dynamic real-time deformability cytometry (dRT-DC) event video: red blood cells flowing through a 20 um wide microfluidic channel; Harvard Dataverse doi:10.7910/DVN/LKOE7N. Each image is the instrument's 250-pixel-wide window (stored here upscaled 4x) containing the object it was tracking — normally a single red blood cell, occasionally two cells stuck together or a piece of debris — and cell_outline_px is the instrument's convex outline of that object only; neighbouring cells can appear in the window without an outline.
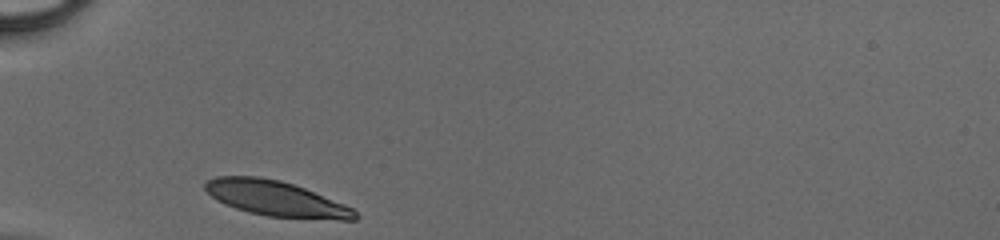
{"species": "human", "species_latin": "Homo sapiens", "temperature_condition": "cold", "stored_images_in_passage": 26, "camera_frame_rate_fps": 3000, "um_per_image_px": 0.085, "donor": {"sex": "male"}, "frame": {"image": 1, "passage_image": 1, "time_ms": 0.0, "image_size_px": [1000, 240], "cell_outline_px": [[360, 216], [356, 220], [340, 220], [268, 216], [248, 212], [224, 204], [216, 200], [204, 188], [204, 184], [208, 180], [216, 176], [260, 176], [280, 180], [304, 188], [344, 204], [352, 208]], "centroid_in_image_um": [23.45, 16.88], "position_along_channel_um": 61.5, "area_um2": 30.69}}
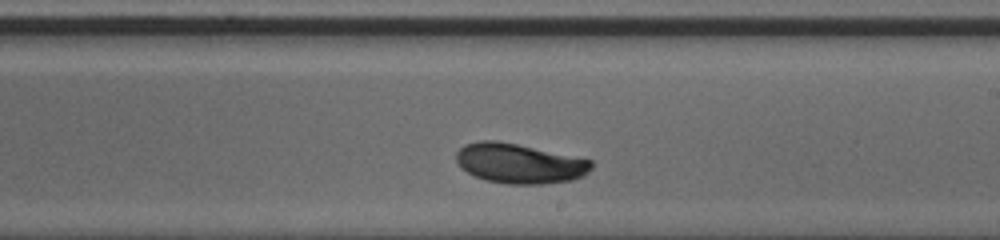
{"frame": {"image": 2, "passage_image": 15, "time_ms": 4.667, "image_size_px": [1000, 240], "cell_outline_px": [[592, 168], [584, 176], [572, 180], [544, 184], [504, 184], [484, 180], [468, 172], [456, 160], [456, 152], [464, 144], [480, 140], [496, 140], [516, 144], [592, 160]], "centroid_in_image_um": [44.15, 13.9], "position_along_channel_um": 244.8, "area_um2": 31.27}}
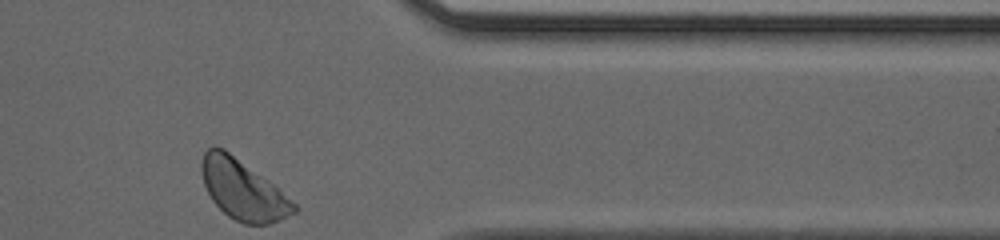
{"frame": {"image": 3, "passage_image": 26, "time_ms": 8.333, "image_size_px": [1000, 240], "cell_outline_px": [[300, 208], [296, 212], [280, 220], [268, 224], [244, 224], [228, 216], [212, 200], [204, 184], [200, 172], [200, 164], [204, 152], [208, 148], [224, 148], [268, 180], [296, 204]], "centroid_in_image_um": [20.64, 16.14], "position_along_channel_um": 390.8, "area_um2": 31.91}}